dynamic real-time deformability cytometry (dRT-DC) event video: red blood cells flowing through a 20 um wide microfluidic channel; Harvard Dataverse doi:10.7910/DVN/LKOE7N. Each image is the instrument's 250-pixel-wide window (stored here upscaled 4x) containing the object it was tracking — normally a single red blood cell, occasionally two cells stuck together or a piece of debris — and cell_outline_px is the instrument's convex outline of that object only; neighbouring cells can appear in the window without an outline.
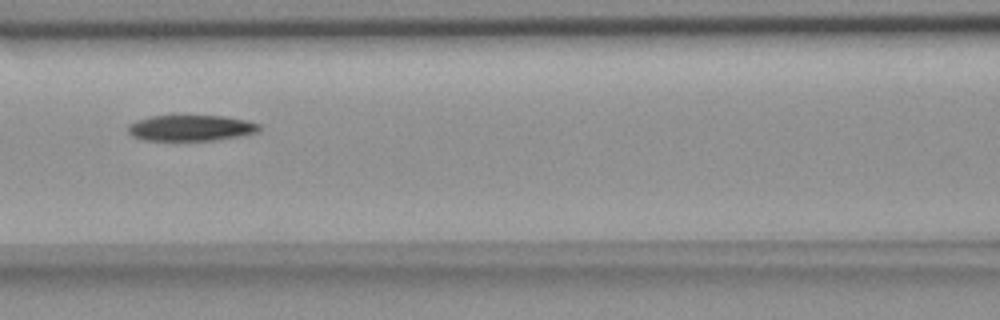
{"species": "common noctule bat (a hibernating species)", "species_latin": "Nyctalus noctula", "temperature_condition": "room temperature", "stored_images_in_passage": 6, "camera_frame_rate_fps": 3000, "um_per_image_px": 0.085, "animal": {"sex": "female", "body_mass_g": 18.4}, "frame": {"image": 1, "passage_image": 4, "time_ms": 5.333, "image_size_px": [1000, 320], "cell_outline_px": [[260, 128], [256, 132], [240, 136], [216, 140], [140, 140], [132, 136], [128, 132], [128, 124], [136, 120], [148, 116], [172, 112], [224, 116], [244, 120], [260, 124]], "centroid_in_image_um": [16.13, 10.82], "position_along_channel_um": 150.5, "area_um2": 20.87}}
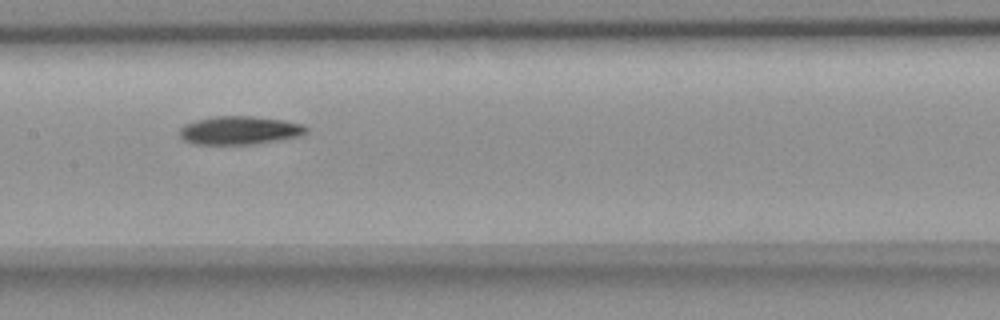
{"frame": {"image": 2, "passage_image": 5, "time_ms": 6.333, "image_size_px": [1000, 320], "cell_outline_px": [[308, 132], [300, 136], [280, 140], [256, 144], [192, 144], [180, 140], [180, 128], [184, 124], [196, 120], [212, 116], [252, 116], [284, 120], [304, 124], [308, 128]], "centroid_in_image_um": [20.36, 11.08], "position_along_channel_um": 187.0, "area_um2": 21.27}}
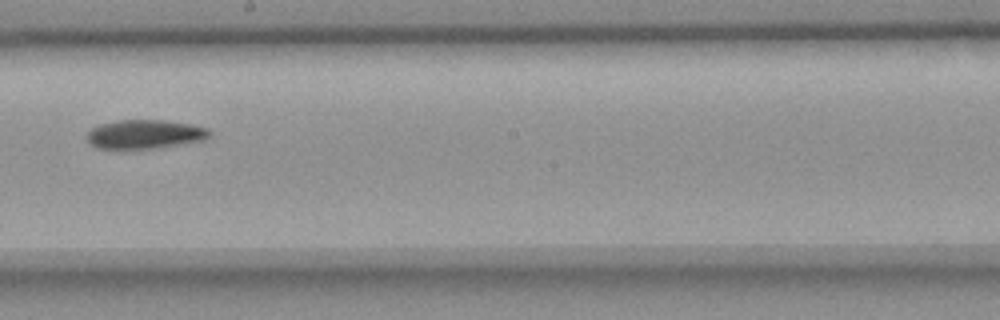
{"frame": {"image": 3, "passage_image": 6, "time_ms": 7.667, "image_size_px": [1000, 320], "cell_outline_px": [[212, 132], [204, 140], [160, 148], [96, 148], [88, 144], [88, 132], [92, 128], [100, 124], [116, 120], [160, 120], [188, 124], [208, 128]], "centroid_in_image_um": [12.3, 11.41], "position_along_channel_um": 235.9, "area_um2": 20.58}}